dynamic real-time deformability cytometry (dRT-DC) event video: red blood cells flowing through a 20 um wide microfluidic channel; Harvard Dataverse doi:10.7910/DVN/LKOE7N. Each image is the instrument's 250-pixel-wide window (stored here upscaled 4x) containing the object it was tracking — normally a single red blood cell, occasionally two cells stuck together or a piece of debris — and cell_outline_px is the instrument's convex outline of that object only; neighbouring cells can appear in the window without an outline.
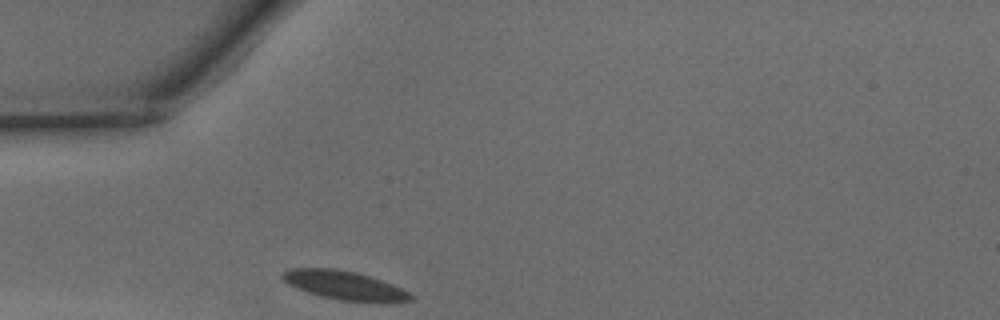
{"species": "common noctule bat (a hibernating species)", "species_latin": "Nyctalus noctula", "temperature_condition": "warm", "stored_images_in_passage": 24, "camera_frame_rate_fps": 3000, "um_per_image_px": 0.085, "animal": {"sex": "male", "body_mass_g": 15.6}, "frame": {"image": 1, "passage_image": 1, "time_ms": 0.0, "image_size_px": [1000, 320], "cell_outline_px": [[412, 300], [340, 300], [308, 292], [288, 284], [280, 276], [284, 272], [292, 268], [336, 268], [356, 272], [392, 284], [408, 292], [412, 296]], "centroid_in_image_um": [29.17, 24.2], "position_along_channel_um": 55.8, "area_um2": 20.46}}
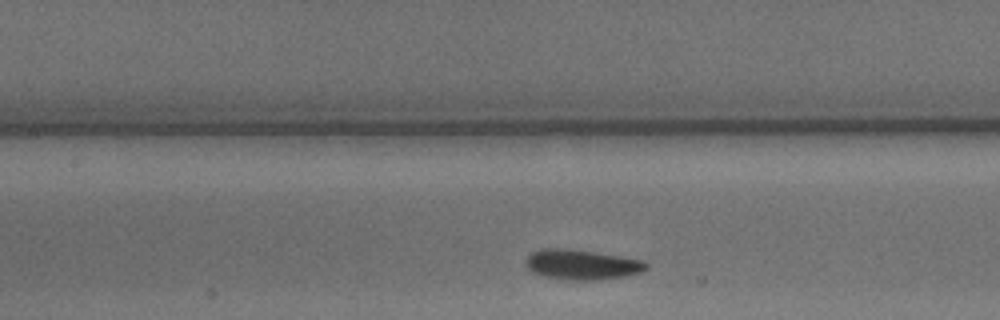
{"frame": {"image": 2, "passage_image": 9, "time_ms": 2.667, "image_size_px": [1000, 320], "cell_outline_px": [[648, 268], [644, 272], [624, 276], [596, 280], [568, 280], [544, 276], [532, 272], [528, 268], [528, 256], [532, 252], [544, 248], [568, 248], [596, 252], [644, 260], [648, 264]], "centroid_in_image_um": [49.51, 22.49], "position_along_channel_um": 157.9, "area_um2": 21.1}}
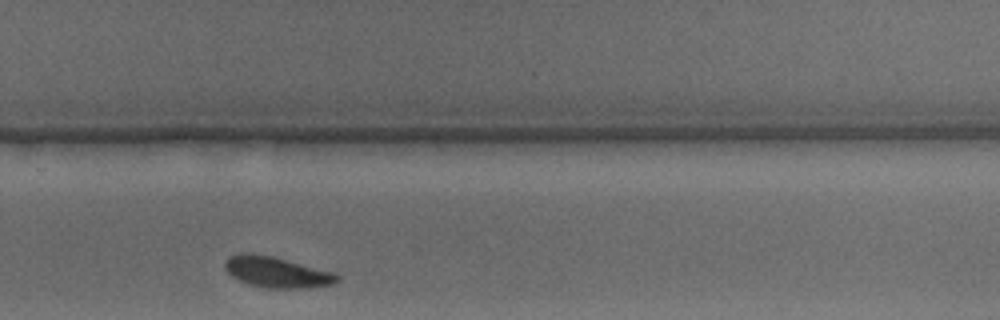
{"frame": {"image": 3, "passage_image": 20, "time_ms": 6.333, "image_size_px": [1000, 320], "cell_outline_px": [[340, 280], [332, 284], [308, 288], [268, 288], [248, 284], [232, 276], [224, 268], [224, 264], [228, 256], [240, 252], [248, 252], [272, 256], [332, 272], [340, 276]], "centroid_in_image_um": [23.48, 23.12], "position_along_channel_um": 306.3, "area_um2": 20.11}}